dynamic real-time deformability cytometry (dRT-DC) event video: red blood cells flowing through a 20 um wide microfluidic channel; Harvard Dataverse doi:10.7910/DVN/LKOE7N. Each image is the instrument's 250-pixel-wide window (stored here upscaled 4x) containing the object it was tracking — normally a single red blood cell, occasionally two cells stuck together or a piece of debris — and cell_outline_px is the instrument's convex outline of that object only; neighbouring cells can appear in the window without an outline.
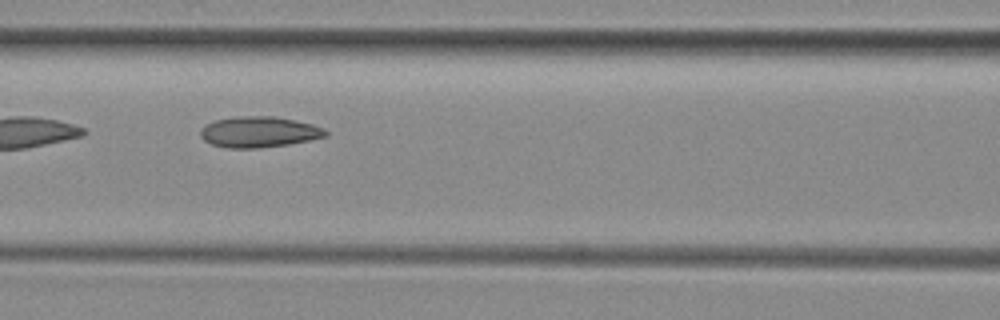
{"species": "common noctule bat (a hibernating species)", "species_latin": "Nyctalus noctula", "temperature_condition": "room temperature", "stored_images_in_passage": 27, "camera_frame_rate_fps": 3000, "um_per_image_px": 0.085, "animal": {"sex": "female", "body_mass_g": 29.2, "forearm_length_mm": 56.3}, "frame": {"image": 1, "passage_image": 6, "time_ms": 1.667, "image_size_px": [1000, 320], "cell_outline_px": [[328, 136], [288, 144], [260, 148], [228, 148], [212, 144], [204, 140], [200, 136], [200, 128], [204, 124], [216, 120], [240, 116], [272, 116], [312, 124], [324, 128], [328, 132]], "centroid_in_image_um": [21.99, 11.22], "position_along_channel_um": 144.6, "area_um2": 22.43}}
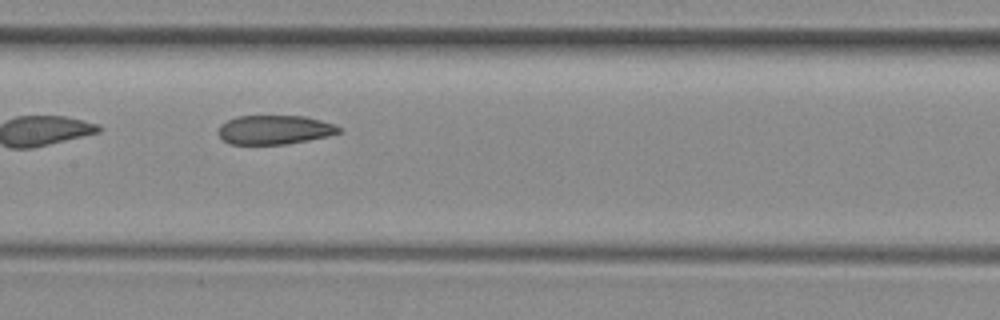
{"frame": {"image": 2, "passage_image": 9, "time_ms": 2.667, "image_size_px": [1000, 320], "cell_outline_px": [[340, 132], [328, 136], [308, 140], [284, 144], [228, 144], [220, 136], [220, 124], [236, 116], [304, 116], [320, 120], [332, 124], [340, 128]], "centroid_in_image_um": [23.32, 11.03], "position_along_channel_um": 184.1, "area_um2": 20.17}}